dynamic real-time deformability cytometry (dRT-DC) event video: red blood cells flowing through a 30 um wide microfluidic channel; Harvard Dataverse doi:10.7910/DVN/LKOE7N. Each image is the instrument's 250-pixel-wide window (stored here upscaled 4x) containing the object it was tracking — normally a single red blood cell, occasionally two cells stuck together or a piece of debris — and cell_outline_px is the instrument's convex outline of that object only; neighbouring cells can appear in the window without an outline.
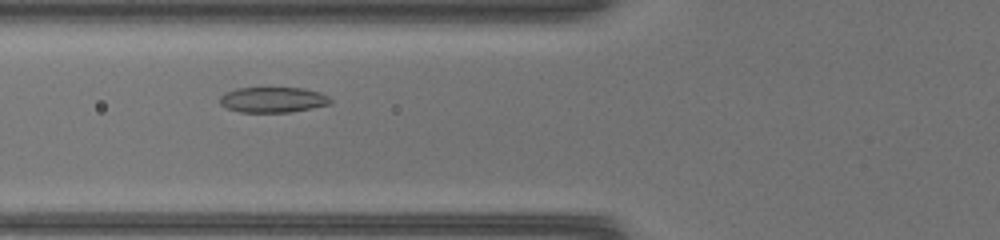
{"species": "common noctule bat (a hibernating species)", "species_latin": "Nyctalus noctula", "temperature_condition": "warm", "stored_images_in_passage": 37, "camera_frame_rate_fps": 3000, "um_per_image_px": 0.085, "animal": {"sex": "female", "body_mass_g": 17.0, "forearm_length_mm": 48.0}, "frame": {"image": 1, "passage_image": 9, "time_ms": 2.667, "image_size_px": [1000, 240], "cell_outline_px": [[332, 104], [288, 112], [240, 112], [228, 108], [220, 104], [220, 96], [224, 92], [236, 88], [300, 88], [320, 92], [328, 96], [332, 100]], "centroid_in_image_um": [23.19, 8.47], "position_along_channel_um": 102.6, "area_um2": 16.36}}
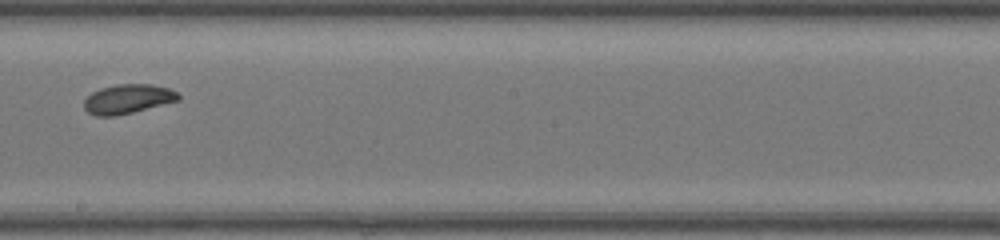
{"frame": {"image": 2, "passage_image": 18, "time_ms": 5.667, "image_size_px": [1000, 240], "cell_outline_px": [[180, 100], [116, 116], [96, 116], [88, 112], [84, 108], [84, 100], [92, 92], [100, 88], [116, 84], [152, 84], [168, 88], [176, 92], [180, 96]], "centroid_in_image_um": [10.85, 8.41], "position_along_channel_um": 237.4, "area_um2": 16.07}}
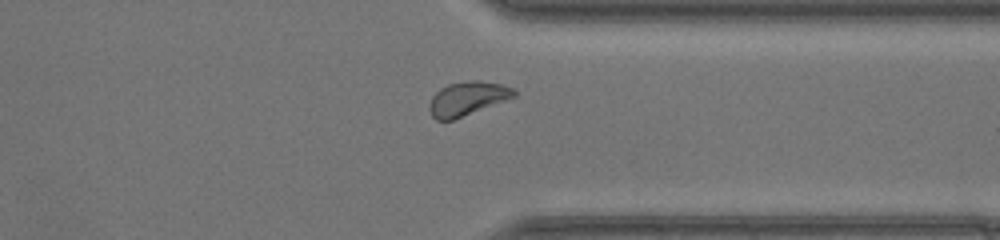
{"frame": {"image": 3, "passage_image": 27, "time_ms": 8.667, "image_size_px": [1000, 240], "cell_outline_px": [[516, 96], [452, 120], [436, 120], [432, 116], [428, 108], [428, 104], [432, 96], [440, 88], [448, 84], [468, 80], [480, 80], [500, 84], [512, 88], [516, 92]], "centroid_in_image_um": [39.68, 8.37], "position_along_channel_um": 371.7, "area_um2": 16.59}}